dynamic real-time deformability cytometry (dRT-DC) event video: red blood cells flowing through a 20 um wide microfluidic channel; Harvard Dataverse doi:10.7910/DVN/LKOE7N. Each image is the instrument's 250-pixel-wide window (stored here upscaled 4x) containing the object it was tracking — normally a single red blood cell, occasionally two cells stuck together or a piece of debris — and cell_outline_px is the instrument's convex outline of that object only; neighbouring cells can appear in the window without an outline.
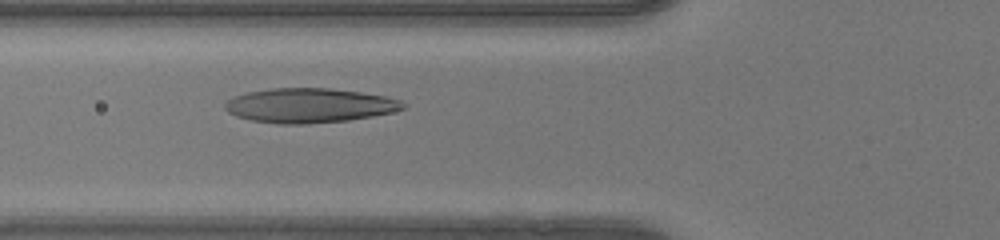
{"species": "human", "species_latin": "Homo sapiens", "temperature_condition": "warm", "stored_images_in_passage": 44, "camera_frame_rate_fps": 3000, "um_per_image_px": 0.085, "donor": {"sex": "female"}, "frame": {"image": 1, "passage_image": 13, "time_ms": 4.0, "image_size_px": [1000, 240], "cell_outline_px": [[408, 104], [404, 108], [392, 112], [372, 116], [348, 120], [308, 124], [276, 124], [248, 120], [236, 116], [228, 112], [224, 108], [224, 104], [228, 100], [236, 96], [248, 92], [272, 88], [332, 88], [360, 92], [384, 96], [400, 100]], "centroid_in_image_um": [26.29, 8.97], "position_along_channel_um": 99.5, "area_um2": 35.89}}
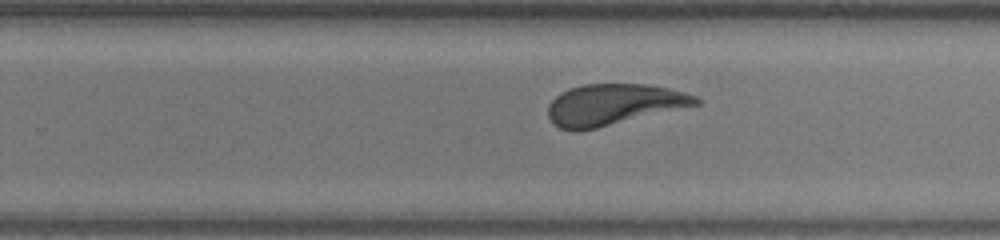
{"frame": {"image": 2, "passage_image": 26, "time_ms": 8.333, "image_size_px": [1000, 240], "cell_outline_px": [[700, 104], [596, 128], [560, 128], [552, 124], [548, 116], [548, 104], [560, 92], [568, 88], [584, 84], [644, 84], [668, 88], [684, 92], [696, 96], [700, 100]], "centroid_in_image_um": [52.15, 8.86], "position_along_channel_um": 277.7, "area_um2": 34.85}}
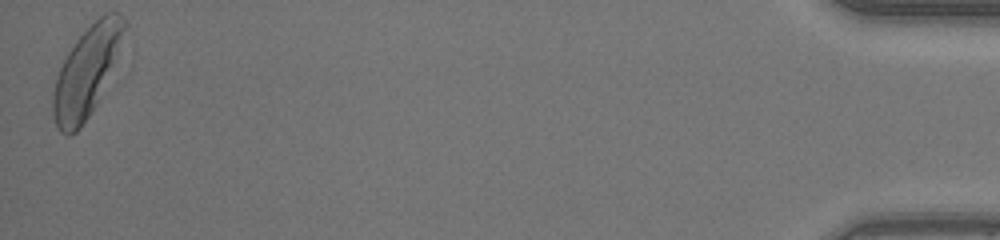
{"frame": {"image": 3, "passage_image": 44, "time_ms": 14.333, "image_size_px": [1000, 240], "cell_outline_px": [[128, 28], [96, 104], [80, 128], [76, 132], [68, 136], [60, 132], [56, 128], [52, 112], [52, 92], [56, 76], [68, 52], [76, 40], [104, 12], [120, 12], [128, 24]], "centroid_in_image_um": [7.34, 6.09], "position_along_channel_um": 427.9, "area_um2": 36.82}, "authors_computed_cell_mechanics": {"area_um2": 34.7956, "velocity_mm_per_s": 4.117, "shape_relaxation_time_tau1_ms": 4.3827, "shape_relaxation_time_tau2_ms": 1.4566, "deformation_change_tau1": 0.1769, "deformation_change_tau2": 0.104}}